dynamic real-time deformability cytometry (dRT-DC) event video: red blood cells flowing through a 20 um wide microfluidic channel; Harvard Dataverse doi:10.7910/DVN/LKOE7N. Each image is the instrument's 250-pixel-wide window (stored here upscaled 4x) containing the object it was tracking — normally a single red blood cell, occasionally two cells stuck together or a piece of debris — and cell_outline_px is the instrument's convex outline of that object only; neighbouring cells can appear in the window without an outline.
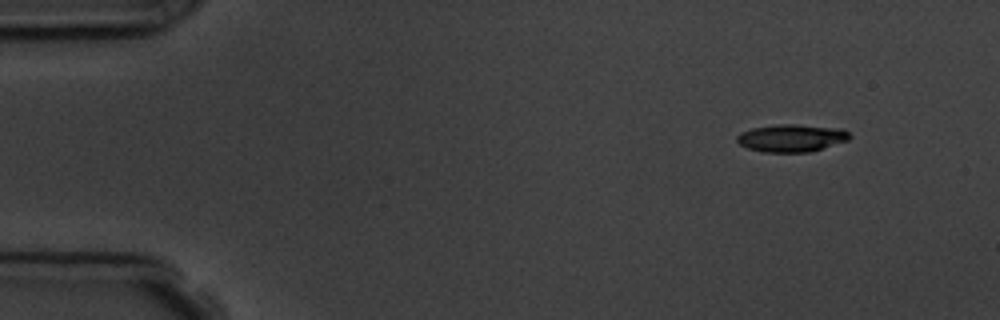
{"species": "common noctule bat (a hibernating species)", "species_latin": "Nyctalus noctula", "temperature_condition": "room temperature", "stored_images_in_passage": 3, "camera_frame_rate_fps": 3000, "um_per_image_px": 0.085, "animal": {"sex": "male", "body_mass_g": 19.5, "forearm_length_mm": 54.6}, "frame": {"image": 1, "passage_image": 1, "time_ms": 0.0, "image_size_px": [1000, 320], "cell_outline_px": [[852, 136], [848, 140], [808, 152], [764, 152], [748, 148], [740, 144], [736, 140], [736, 136], [740, 132], [752, 128], [780, 124], [796, 124], [844, 128]], "centroid_in_image_um": [67.28, 11.72], "position_along_channel_um": 17.7, "area_um2": 18.09}}